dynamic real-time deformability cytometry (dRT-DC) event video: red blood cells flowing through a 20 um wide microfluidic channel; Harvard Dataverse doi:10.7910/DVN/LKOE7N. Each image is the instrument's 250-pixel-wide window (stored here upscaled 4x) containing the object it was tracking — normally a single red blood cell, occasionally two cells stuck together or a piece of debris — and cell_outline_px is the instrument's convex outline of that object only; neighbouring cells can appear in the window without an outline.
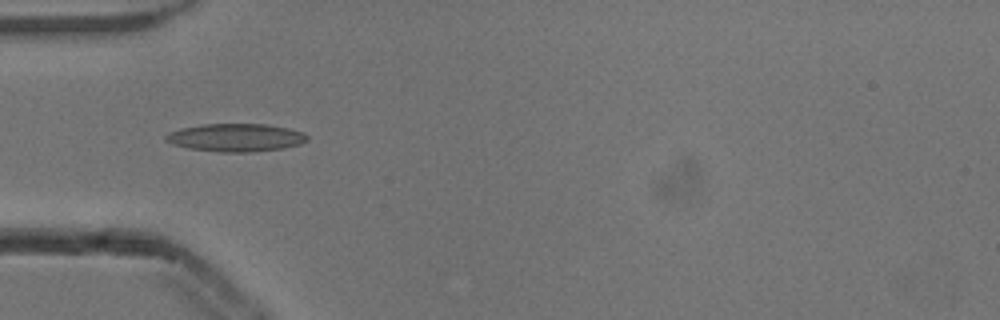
{"species": "common noctule bat (a hibernating species)", "species_latin": "Nyctalus noctula", "temperature_condition": "cold", "stored_images_in_passage": 23, "camera_frame_rate_fps": 3000, "um_per_image_px": 0.085, "animal": {"sex": "male", "body_mass_g": 13.3}, "frame": {"image": 1, "passage_image": 2, "time_ms": 0.333, "image_size_px": [1000, 320], "cell_outline_px": [[308, 140], [300, 144], [284, 148], [248, 152], [220, 152], [188, 148], [164, 140], [164, 136], [168, 132], [180, 128], [200, 124], [264, 124], [288, 128], [300, 132], [308, 136]], "centroid_in_image_um": [20.01, 11.69], "position_along_channel_um": 65.0, "area_um2": 22.95}}
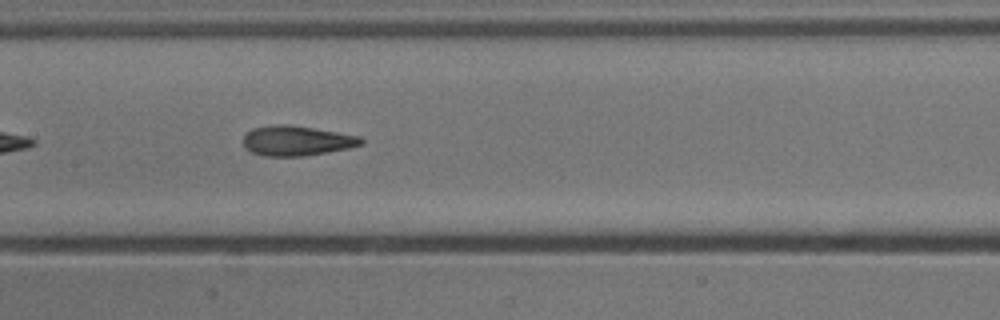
{"frame": {"image": 2, "passage_image": 11, "time_ms": 3.333, "image_size_px": [1000, 320], "cell_outline_px": [[364, 140], [360, 144], [348, 148], [304, 156], [264, 156], [252, 152], [244, 148], [244, 136], [252, 128], [272, 124], [288, 124], [360, 136]], "centroid_in_image_um": [25.17, 11.96], "position_along_channel_um": 182.2, "area_um2": 20.4}}
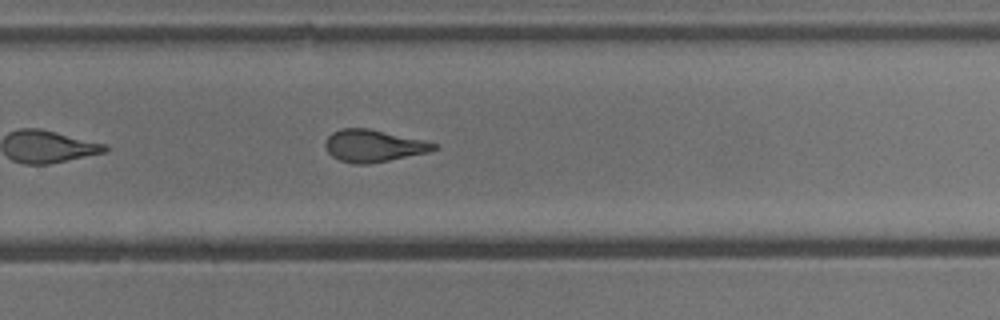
{"frame": {"image": 3, "passage_image": 20, "time_ms": 6.333, "image_size_px": [1000, 320], "cell_outline_px": [[436, 148], [428, 152], [368, 164], [356, 164], [340, 160], [332, 156], [328, 152], [324, 144], [328, 136], [332, 132], [340, 128], [368, 128], [420, 140], [436, 144]], "centroid_in_image_um": [31.66, 12.39], "position_along_channel_um": 298.1, "area_um2": 19.88}}